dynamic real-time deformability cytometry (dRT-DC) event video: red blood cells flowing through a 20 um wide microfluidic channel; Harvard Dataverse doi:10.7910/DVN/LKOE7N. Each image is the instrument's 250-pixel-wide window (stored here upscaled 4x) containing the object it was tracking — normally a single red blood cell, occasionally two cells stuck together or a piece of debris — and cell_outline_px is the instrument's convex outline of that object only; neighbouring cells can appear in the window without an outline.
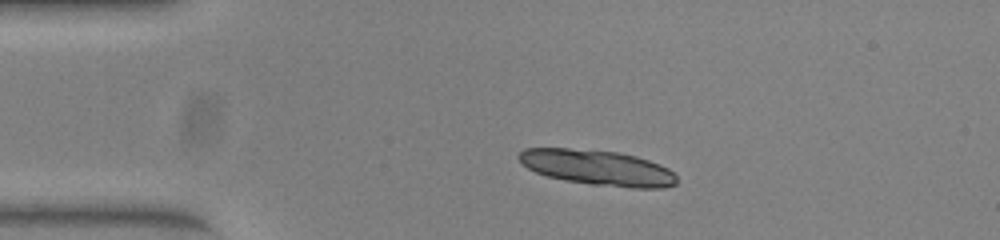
{"species": "common noctule bat (a hibernating species)", "species_latin": "Nyctalus noctula", "temperature_condition": "warm", "stored_images_in_passage": 13, "camera_frame_rate_fps": 3000, "um_per_image_px": 0.085, "animal": {"sex": "female", "body_mass_g": 23.0, "forearm_length_mm": 53.4}, "frame": {"image": 1, "passage_image": 1, "time_ms": 0.0, "image_size_px": [1000, 240], "cell_outline_px": [[676, 184], [664, 188], [632, 188], [592, 184], [564, 180], [548, 176], [536, 172], [528, 168], [516, 156], [524, 148], [568, 148], [616, 152], [636, 156], [660, 164], [668, 168], [676, 176]], "centroid_in_image_um": [50.8, 14.25], "position_along_channel_um": 34.2, "area_um2": 32.31}}